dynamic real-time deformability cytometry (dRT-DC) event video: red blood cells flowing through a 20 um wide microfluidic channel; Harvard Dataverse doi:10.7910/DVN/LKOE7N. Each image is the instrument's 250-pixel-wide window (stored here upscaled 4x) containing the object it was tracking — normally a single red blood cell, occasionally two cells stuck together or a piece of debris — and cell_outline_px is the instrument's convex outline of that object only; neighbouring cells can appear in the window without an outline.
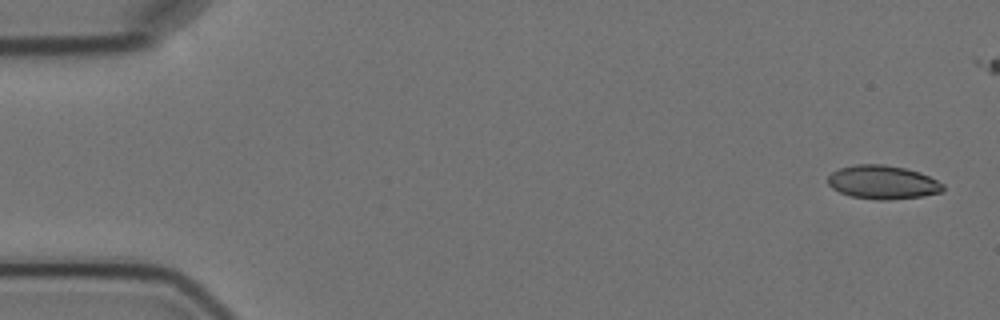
{"species": "Egyptian fruit bat (a non-hibernating species)", "species_latin": "Rousettus aegyptiacus", "temperature_condition": "cold", "stored_images_in_passage": 7, "camera_frame_rate_fps": 3000, "um_per_image_px": 0.085, "animal": {"sex": "female"}, "frame": {"image": 1, "passage_image": 1, "time_ms": 0.0, "image_size_px": [1000, 320], "cell_outline_px": [[944, 192], [924, 196], [888, 200], [876, 200], [852, 196], [840, 192], [832, 188], [828, 184], [828, 176], [832, 172], [840, 168], [856, 164], [884, 164], [904, 168], [920, 172], [944, 184]], "centroid_in_image_um": [75.05, 15.49], "position_along_channel_um": 9.9, "area_um2": 22.66}}
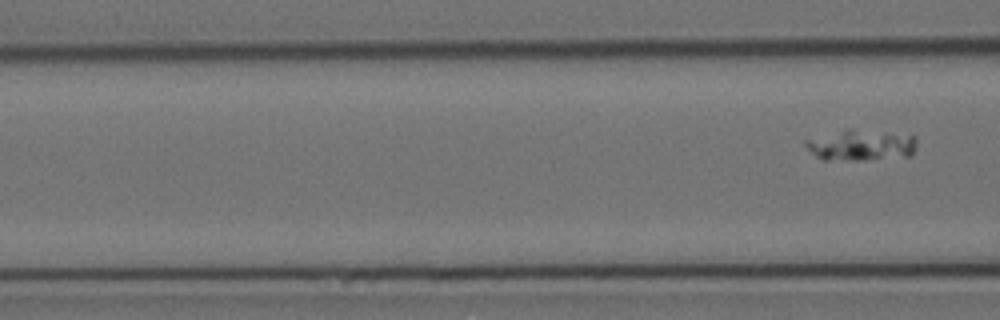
{"frame": {"image": 2, "passage_image": 7, "time_ms": 8.333, "image_size_px": [1000, 320], "cell_outline_px": [[916, 148], [912, 156], [864, 160], [824, 160], [816, 156], [804, 144], [804, 140], [848, 128], [852, 128], [916, 136]], "centroid_in_image_um": [73.21, 12.34], "position_along_channel_um": 93.4, "area_um2": 20.23}}